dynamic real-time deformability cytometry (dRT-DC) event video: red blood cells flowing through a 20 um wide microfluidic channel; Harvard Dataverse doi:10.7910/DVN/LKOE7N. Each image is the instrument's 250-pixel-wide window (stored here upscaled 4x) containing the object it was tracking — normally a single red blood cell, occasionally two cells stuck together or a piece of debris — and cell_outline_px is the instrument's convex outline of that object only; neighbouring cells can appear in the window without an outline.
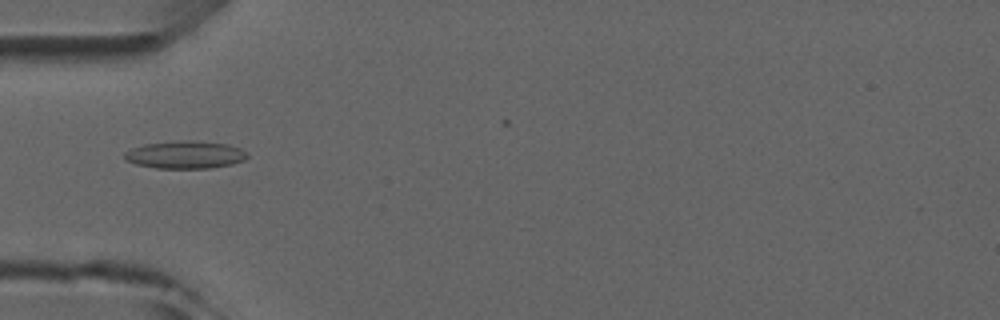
{"species": "common noctule bat (a hibernating species)", "species_latin": "Nyctalus noctula", "temperature_condition": "room temperature", "stored_images_in_passage": 8, "camera_frame_rate_fps": 3000, "um_per_image_px": 0.085, "animal": {"sex": "male", "forearm_length_mm": 52.5}, "frame": {"image": 1, "passage_image": 5, "time_ms": 4.667, "image_size_px": [1000, 320], "cell_outline_px": [[248, 156], [244, 160], [232, 164], [212, 168], [156, 168], [136, 164], [124, 160], [124, 152], [132, 148], [144, 144], [188, 140], [228, 144], [240, 148]], "centroid_in_image_um": [15.72, 13.16], "position_along_channel_um": 69.3, "area_um2": 19.65}}
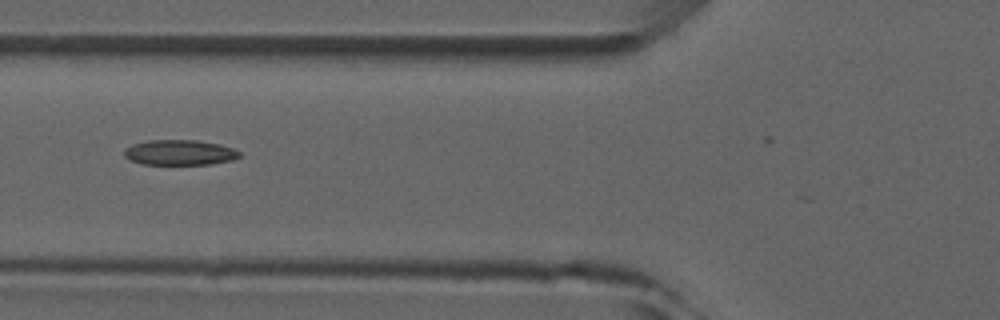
{"frame": {"image": 2, "passage_image": 6, "time_ms": 5.667, "image_size_px": [1000, 320], "cell_outline_px": [[240, 156], [232, 160], [212, 164], [140, 164], [124, 156], [124, 148], [132, 144], [148, 140], [196, 140], [220, 144], [232, 148], [240, 152]], "centroid_in_image_um": [15.26, 12.96], "position_along_channel_um": 110.5, "area_um2": 16.99}}
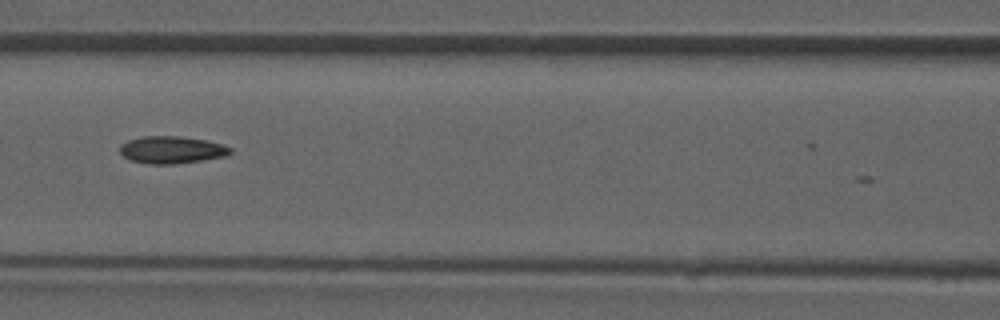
{"frame": {"image": 3, "passage_image": 7, "time_ms": 6.667, "image_size_px": [1000, 320], "cell_outline_px": [[232, 152], [224, 156], [176, 164], [148, 164], [132, 160], [124, 156], [120, 152], [120, 144], [128, 140], [140, 136], [180, 136], [204, 140], [224, 144], [232, 148]], "centroid_in_image_um": [14.58, 12.72], "position_along_channel_um": 152.0, "area_um2": 17.51}}